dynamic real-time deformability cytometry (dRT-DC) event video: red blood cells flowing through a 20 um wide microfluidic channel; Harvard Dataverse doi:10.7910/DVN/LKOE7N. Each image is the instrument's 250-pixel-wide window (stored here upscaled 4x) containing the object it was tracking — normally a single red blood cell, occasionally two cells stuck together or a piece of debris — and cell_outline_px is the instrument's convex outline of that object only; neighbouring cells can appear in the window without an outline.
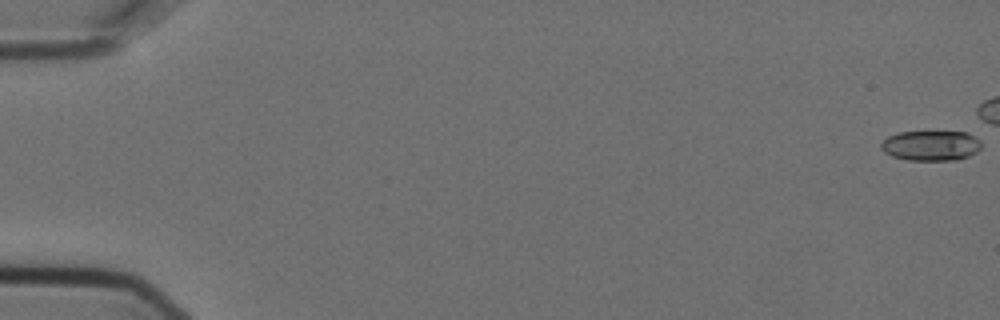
{"species": "Egyptian fruit bat (a non-hibernating species)", "species_latin": "Rousettus aegyptiacus", "temperature_condition": "cold", "stored_images_in_passage": 8, "camera_frame_rate_fps": 3000, "um_per_image_px": 0.085, "animal": {"sex": "female"}, "frame": {"image": 1, "passage_image": 1, "time_ms": 0.0, "image_size_px": [1000, 320], "cell_outline_px": [[980, 148], [976, 152], [968, 156], [956, 160], [908, 160], [892, 156], [884, 152], [880, 148], [880, 144], [888, 136], [900, 132], [968, 132], [980, 140]], "centroid_in_image_um": [79.12, 12.37], "position_along_channel_um": 5.9, "area_um2": 17.57}}
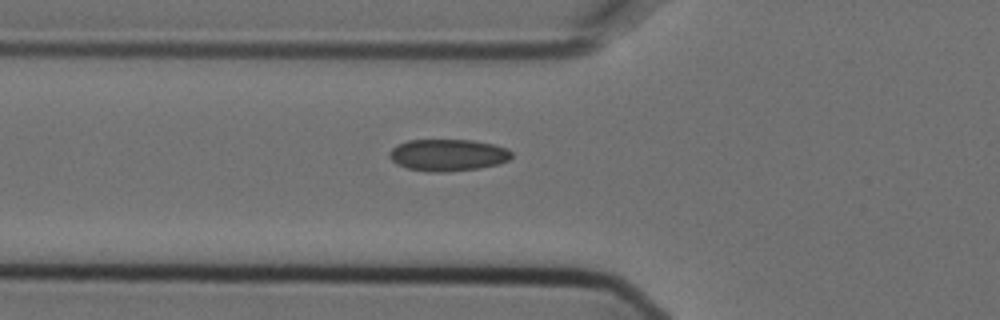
{"frame": {"image": 2, "passage_image": 8, "time_ms": 2.333, "image_size_px": [1000, 320], "cell_outline_px": [[512, 156], [508, 160], [500, 164], [480, 168], [444, 172], [428, 172], [408, 168], [396, 164], [388, 156], [388, 152], [396, 144], [408, 140], [472, 140], [496, 144], [508, 148], [512, 152]], "centroid_in_image_um": [38.08, 13.17], "position_along_channel_um": 87.7, "area_um2": 23.0}}